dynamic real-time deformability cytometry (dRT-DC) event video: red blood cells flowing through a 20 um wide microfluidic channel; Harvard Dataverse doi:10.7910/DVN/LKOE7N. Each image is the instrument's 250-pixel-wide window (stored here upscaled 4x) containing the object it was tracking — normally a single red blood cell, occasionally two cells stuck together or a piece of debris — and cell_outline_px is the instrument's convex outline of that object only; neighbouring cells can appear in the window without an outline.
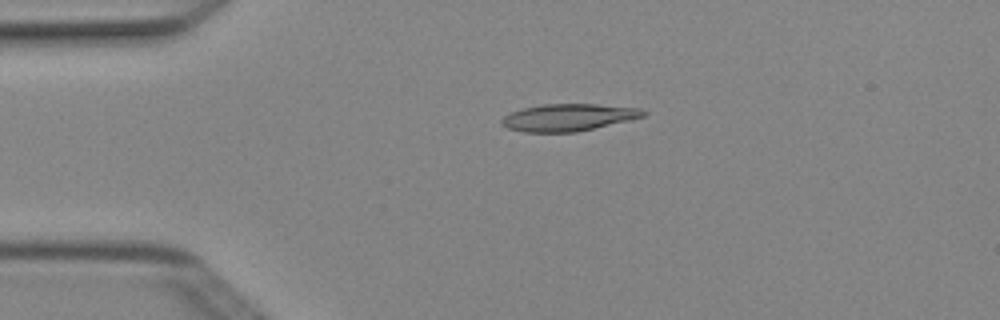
{"species": "Egyptian fruit bat (a non-hibernating species)", "species_latin": "Rousettus aegyptiacus", "temperature_condition": "cold", "stored_images_in_passage": 6, "camera_frame_rate_fps": 3000, "um_per_image_px": 0.085, "animal": {"sex": "female"}, "frame": {"image": 1, "passage_image": 3, "time_ms": 0.667, "image_size_px": [1000, 320], "cell_outline_px": [[648, 112], [644, 116], [628, 120], [576, 132], [524, 132], [508, 128], [500, 124], [500, 120], [504, 116], [512, 112], [524, 108], [544, 104], [596, 104], [640, 108]], "centroid_in_image_um": [48.29, 9.98], "position_along_channel_um": 36.7, "area_um2": 22.2}}
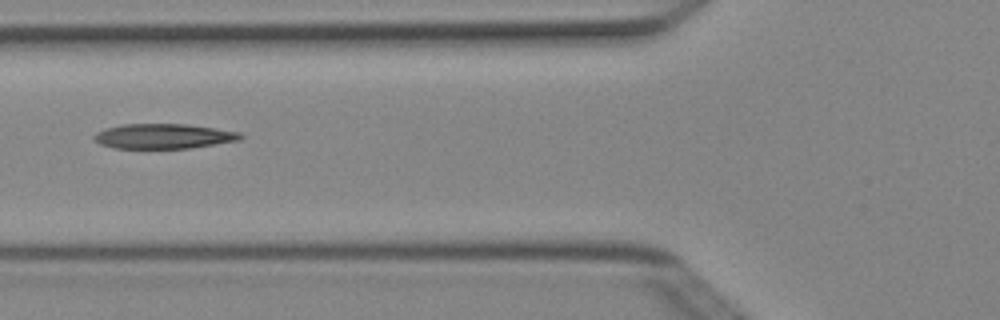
{"frame": {"image": 2, "passage_image": 5, "time_ms": 1.333, "image_size_px": [1000, 320], "cell_outline_px": [[244, 136], [240, 140], [188, 148], [112, 148], [100, 144], [92, 136], [96, 132], [104, 128], [124, 124], [188, 124], [240, 132]], "centroid_in_image_um": [13.88, 11.57], "position_along_channel_um": 111.9, "area_um2": 21.21}}
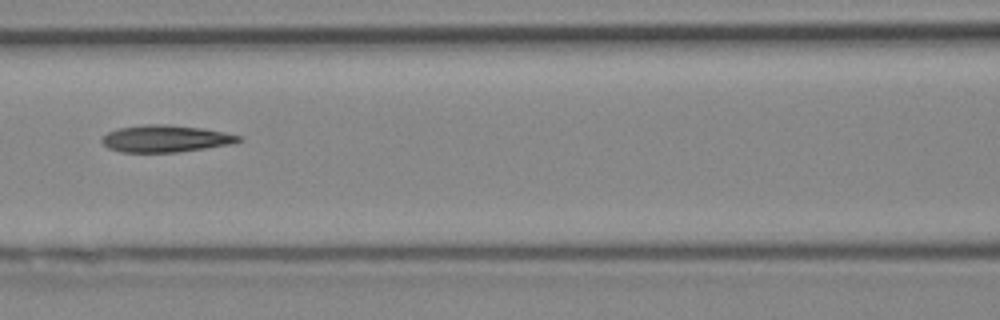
{"frame": {"image": 3, "passage_image": 6, "time_ms": 1.667, "image_size_px": [1000, 320], "cell_outline_px": [[244, 140], [228, 144], [204, 148], [176, 152], [120, 152], [108, 148], [100, 140], [108, 132], [120, 128], [144, 124], [168, 124], [200, 128], [224, 132], [240, 136]], "centroid_in_image_um": [14.04, 11.78], "position_along_channel_um": 152.6, "area_um2": 21.27}}